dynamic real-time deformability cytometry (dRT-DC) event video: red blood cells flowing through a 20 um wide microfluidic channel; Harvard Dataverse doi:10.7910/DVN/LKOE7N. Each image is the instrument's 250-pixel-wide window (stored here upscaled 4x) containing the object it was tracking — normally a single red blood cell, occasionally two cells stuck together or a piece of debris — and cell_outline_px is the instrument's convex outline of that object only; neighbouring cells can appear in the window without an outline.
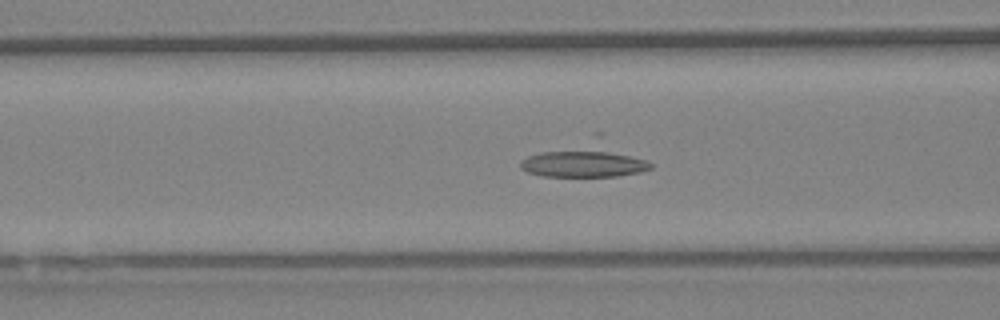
{"species": "Egyptian fruit bat (a non-hibernating species)", "species_latin": "Rousettus aegyptiacus", "temperature_condition": "warm", "stored_images_in_passage": 36, "camera_frame_rate_fps": 3000, "um_per_image_px": 0.085, "animal": {"sex": "female"}, "frame": {"image": 1, "passage_image": 16, "time_ms": 5.0, "image_size_px": [1000, 320], "cell_outline_px": [[652, 168], [640, 172], [616, 176], [544, 176], [528, 172], [520, 168], [520, 160], [528, 156], [596, 132], [604, 132], [652, 164]], "centroid_in_image_um": [49.84, 13.49], "position_along_channel_um": 116.8, "area_um2": 27.57}}
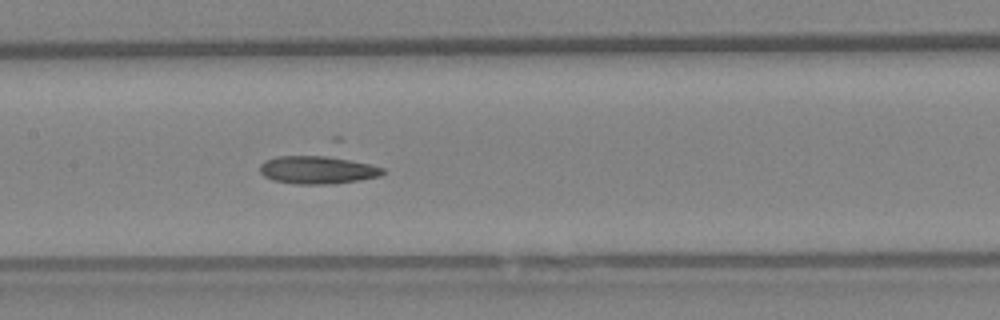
{"frame": {"image": 2, "passage_image": 20, "time_ms": 6.333, "image_size_px": [1000, 320], "cell_outline_px": [[384, 172], [380, 176], [360, 180], [332, 184], [296, 184], [272, 180], [264, 176], [260, 172], [260, 164], [264, 160], [332, 136], [340, 136], [384, 168]], "centroid_in_image_um": [27.35, 13.95], "position_along_channel_um": 180.1, "area_um2": 28.73}}
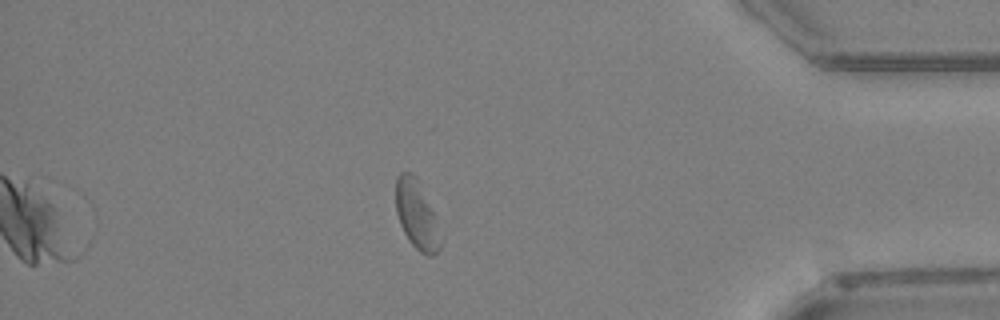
{"frame": {"image": 3, "passage_image": 36, "time_ms": 11.667, "image_size_px": [1000, 320], "cell_outline_px": [[444, 240], [440, 248], [432, 256], [428, 256], [420, 252], [408, 240], [400, 224], [396, 212], [396, 176], [400, 172], [412, 172], [420, 180], [444, 236]], "centroid_in_image_um": [35.47, 18.26], "position_along_channel_um": 399.7, "area_um2": 18.55}}